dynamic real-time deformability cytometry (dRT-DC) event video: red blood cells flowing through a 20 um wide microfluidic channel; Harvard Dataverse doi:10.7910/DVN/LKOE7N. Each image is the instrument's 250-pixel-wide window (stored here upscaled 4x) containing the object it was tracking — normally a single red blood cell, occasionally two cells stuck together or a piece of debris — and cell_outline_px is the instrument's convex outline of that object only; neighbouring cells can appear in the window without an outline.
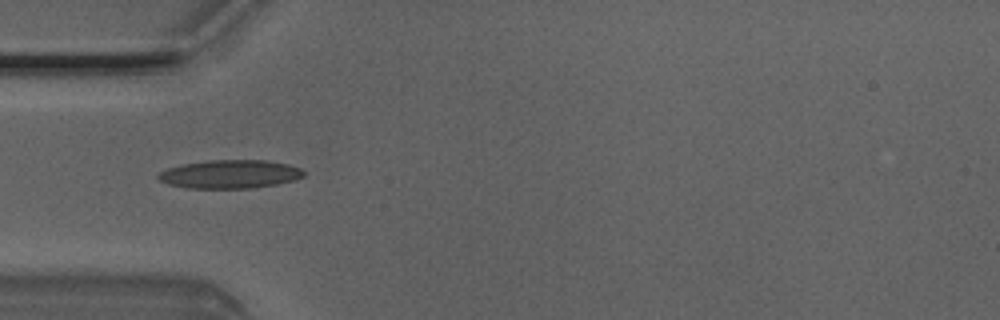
{"species": "Egyptian fruit bat (a non-hibernating species)", "species_latin": "Rousettus aegyptiacus", "temperature_condition": "room temperature", "stored_images_in_passage": 7, "camera_frame_rate_fps": 3000, "um_per_image_px": 0.085, "animal": {"sex": "male"}, "frame": {"image": 1, "passage_image": 5, "time_ms": 1.333, "image_size_px": [1000, 320], "cell_outline_px": [[304, 176], [292, 180], [276, 184], [252, 188], [188, 188], [168, 184], [156, 180], [156, 176], [160, 172], [168, 168], [180, 164], [208, 160], [264, 160], [288, 164], [300, 168], [304, 172]], "centroid_in_image_um": [19.49, 14.8], "position_along_channel_um": 65.5, "area_um2": 24.16}}